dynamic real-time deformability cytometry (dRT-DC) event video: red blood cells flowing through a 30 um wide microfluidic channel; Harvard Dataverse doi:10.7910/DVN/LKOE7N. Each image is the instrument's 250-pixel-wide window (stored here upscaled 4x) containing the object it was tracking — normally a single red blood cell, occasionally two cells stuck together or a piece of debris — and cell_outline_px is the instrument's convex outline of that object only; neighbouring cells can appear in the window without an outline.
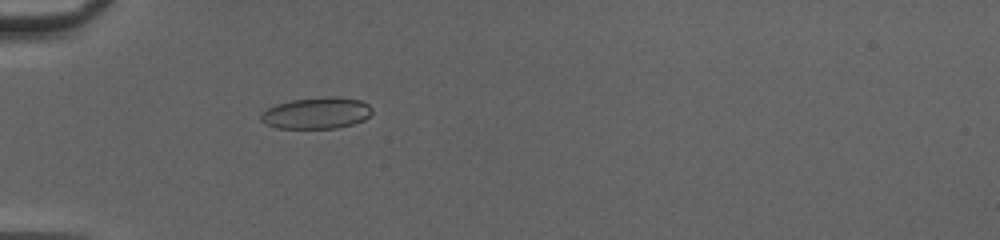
{"species": "common noctule bat (a hibernating species)", "species_latin": "Nyctalus noctula", "temperature_condition": "cold", "stored_images_in_passage": 39, "camera_frame_rate_fps": 3000, "um_per_image_px": 0.085, "animal": {"sex": "female", "body_mass_g": 20.0, "forearm_length_mm": 54.0}, "frame": {"image": 1, "passage_image": 6, "time_ms": 1.667, "image_size_px": [1000, 240], "cell_outline_px": [[372, 112], [364, 120], [352, 124], [336, 128], [276, 128], [260, 120], [260, 116], [268, 108], [276, 104], [292, 100], [324, 96], [340, 96], [360, 100], [368, 104], [372, 108]], "centroid_in_image_um": [26.93, 9.6], "position_along_channel_um": 58.1, "area_um2": 20.4}}
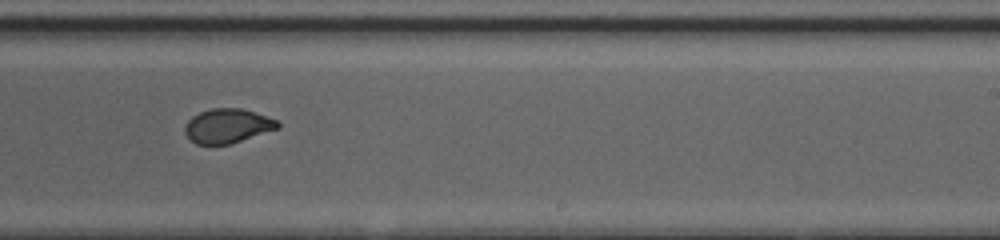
{"frame": {"image": 2, "passage_image": 22, "time_ms": 7.0, "image_size_px": [1000, 240], "cell_outline_px": [[280, 128], [232, 144], [196, 144], [184, 132], [184, 128], [188, 120], [192, 116], [200, 112], [212, 108], [240, 108], [276, 120], [280, 124]], "centroid_in_image_um": [19.34, 10.71], "position_along_channel_um": 269.7, "area_um2": 18.44}}
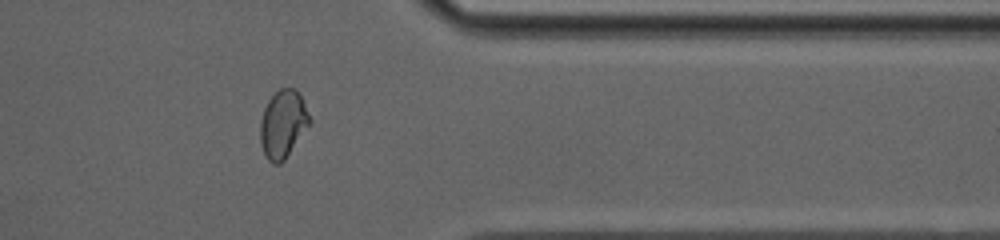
{"frame": {"image": 3, "passage_image": 31, "time_ms": 10.0, "image_size_px": [1000, 240], "cell_outline_px": [[312, 120], [284, 160], [280, 164], [272, 164], [268, 160], [260, 144], [260, 120], [264, 108], [268, 100], [280, 88], [296, 88]], "centroid_in_image_um": [24.03, 10.54], "position_along_channel_um": 387.4, "area_um2": 19.31}, "authors_computed_cell_mechanics": {"area_um2": 19.5942, "velocity_mm_per_s": 4.1761, "shape_relaxation_time_tau1_ms": 11.1266, "shape_relaxation_time_tau2_ms": null, "deformation_change_tau1": 0.2515, "deformation_change_tau2": null}}